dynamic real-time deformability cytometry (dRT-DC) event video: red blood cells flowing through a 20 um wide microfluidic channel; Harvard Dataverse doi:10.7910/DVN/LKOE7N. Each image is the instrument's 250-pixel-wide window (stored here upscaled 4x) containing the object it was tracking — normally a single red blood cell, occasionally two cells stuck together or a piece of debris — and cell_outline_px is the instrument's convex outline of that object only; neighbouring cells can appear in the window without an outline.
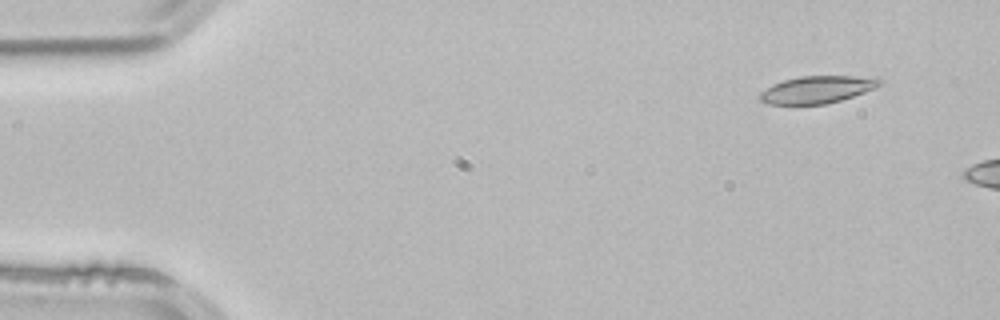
{"species": "common noctule bat (a hibernating species)", "species_latin": "Nyctalus noctula", "temperature_condition": "room temperature", "stored_images_in_passage": 2, "camera_frame_rate_fps": 3000, "um_per_image_px": 0.085, "animal": {"sex": "male", "body_mass_g": 21.5, "forearm_length_mm": 52.0}, "frame": {"image": 1, "passage_image": 1, "time_ms": 0.0, "image_size_px": [1000, 320], "cell_outline_px": [[884, 80], [876, 88], [840, 100], [824, 104], [768, 104], [760, 100], [760, 92], [772, 84], [784, 80], [800, 76], [880, 76]], "centroid_in_image_um": [69.51, 7.59], "position_along_channel_um": 15.5, "area_um2": 19.13}}